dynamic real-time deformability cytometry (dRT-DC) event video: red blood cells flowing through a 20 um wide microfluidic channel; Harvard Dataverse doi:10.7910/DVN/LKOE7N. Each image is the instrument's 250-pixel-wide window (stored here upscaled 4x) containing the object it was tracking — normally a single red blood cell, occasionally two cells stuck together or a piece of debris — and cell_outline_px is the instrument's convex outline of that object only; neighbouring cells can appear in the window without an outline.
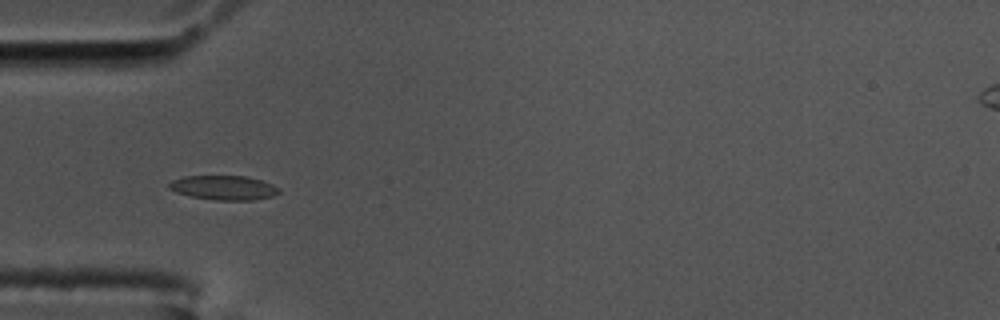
{"species": "common noctule bat (a hibernating species)", "species_latin": "Nyctalus noctula", "temperature_condition": "cold", "stored_images_in_passage": 41, "camera_frame_rate_fps": 3000, "um_per_image_px": 0.085, "animal": {"sex": "male", "body_mass_g": 17.5, "forearm_length_mm": 52.3}, "frame": {"image": 1, "passage_image": 1, "time_ms": 0.0, "image_size_px": [1000, 320], "cell_outline_px": [[280, 192], [272, 196], [252, 200], [216, 200], [192, 196], [176, 192], [168, 188], [168, 184], [172, 180], [184, 176], [244, 176], [260, 180], [272, 184], [280, 188]], "centroid_in_image_um": [19.01, 15.95], "position_along_channel_um": 66.0, "area_um2": 15.49}}
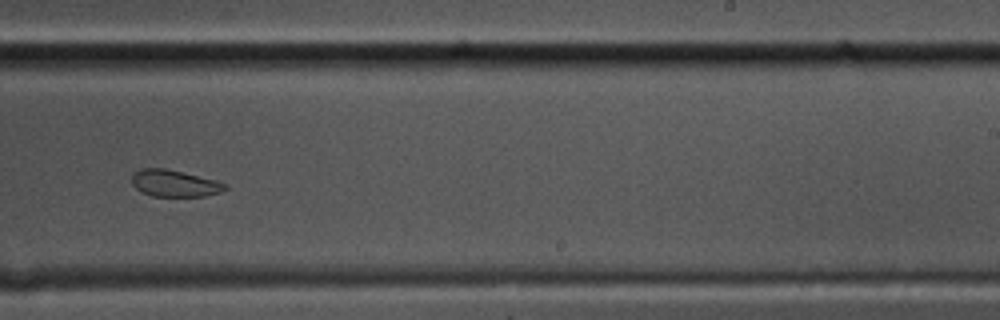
{"frame": {"image": 2, "passage_image": 19, "time_ms": 6.0, "image_size_px": [1000, 320], "cell_outline_px": [[228, 188], [220, 192], [204, 196], [152, 196], [140, 192], [132, 184], [132, 172], [140, 168], [164, 168], [216, 180], [228, 184]], "centroid_in_image_um": [14.81, 15.58], "position_along_channel_um": 274.2, "area_um2": 14.62}}
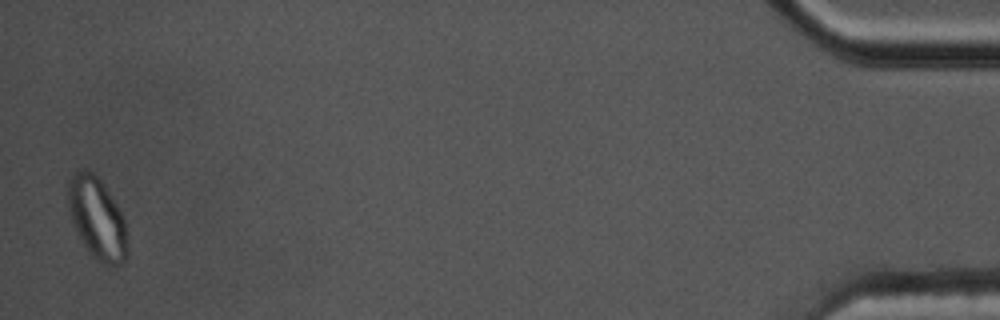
{"frame": {"image": 3, "passage_image": 40, "time_ms": 13.0, "image_size_px": [1000, 320], "cell_outline_px": [[128, 252], [124, 260], [116, 268], [104, 264], [96, 260], [88, 252], [72, 224], [68, 208], [68, 180], [76, 172], [84, 168], [92, 172], [100, 180], [124, 216]], "centroid_in_image_um": [8.25, 18.6], "position_along_channel_um": 427.0, "area_um2": 28.32}}